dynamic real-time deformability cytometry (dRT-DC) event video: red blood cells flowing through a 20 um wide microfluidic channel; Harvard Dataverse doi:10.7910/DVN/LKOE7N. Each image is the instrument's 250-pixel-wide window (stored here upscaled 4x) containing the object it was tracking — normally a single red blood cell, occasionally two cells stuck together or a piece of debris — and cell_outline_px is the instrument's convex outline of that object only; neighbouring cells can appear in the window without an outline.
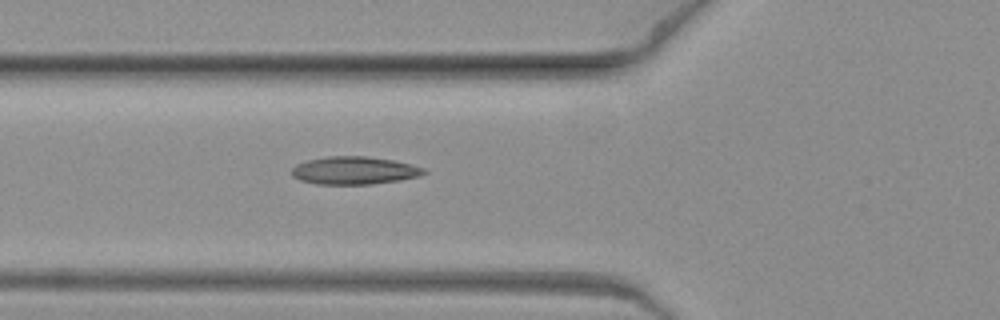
{"species": "common noctule bat (a hibernating species)", "species_latin": "Nyctalus noctula", "temperature_condition": "warm", "stored_images_in_passage": 4, "camera_frame_rate_fps": 3000, "um_per_image_px": 0.085, "animal": {"sex": "female", "body_mass_g": 19.3, "forearm_length_mm": 54.1}, "frame": {"image": 1, "passage_image": 4, "time_ms": 1.0, "image_size_px": [1000, 320], "cell_outline_px": [[428, 172], [420, 176], [400, 180], [372, 184], [316, 184], [300, 180], [292, 176], [292, 168], [296, 164], [308, 160], [328, 156], [368, 156], [392, 160], [412, 164], [424, 168]], "centroid_in_image_um": [30.13, 14.49], "position_along_channel_um": 95.7, "area_um2": 21.5}}